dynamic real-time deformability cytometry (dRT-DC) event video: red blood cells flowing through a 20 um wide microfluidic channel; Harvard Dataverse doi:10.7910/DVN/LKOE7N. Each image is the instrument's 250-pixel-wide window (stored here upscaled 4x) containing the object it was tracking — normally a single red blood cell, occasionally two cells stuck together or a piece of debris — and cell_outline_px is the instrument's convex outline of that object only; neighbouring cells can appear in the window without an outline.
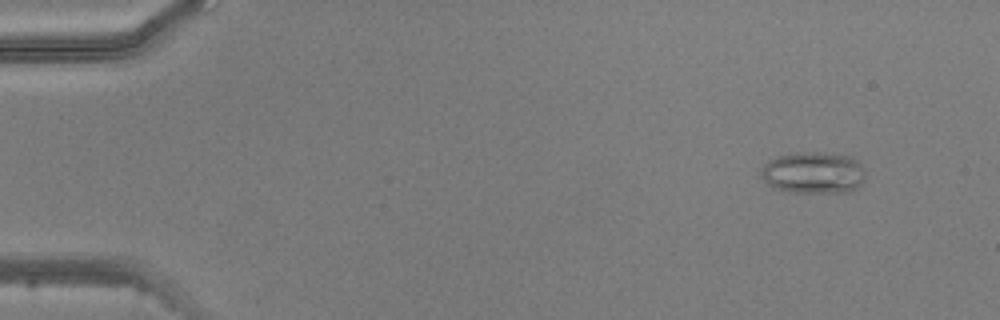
{"species": "common noctule bat (a hibernating species)", "species_latin": "Nyctalus noctula", "temperature_condition": "warm", "stored_images_in_passage": 5, "camera_frame_rate_fps": 3000, "um_per_image_px": 0.085, "animal": {"sex": "male", "body_mass_g": 20.5, "forearm_length_mm": 52.5}, "frame": {"image": 1, "passage_image": 2, "time_ms": 1.333, "image_size_px": [1000, 320], "cell_outline_px": [[864, 180], [856, 188], [848, 192], [792, 192], [772, 188], [764, 180], [760, 172], [764, 164], [768, 160], [776, 156], [788, 152], [816, 152], [852, 156], [860, 164], [864, 172]], "centroid_in_image_um": [69.1, 14.67], "position_along_channel_um": 15.9, "area_um2": 25.55}}